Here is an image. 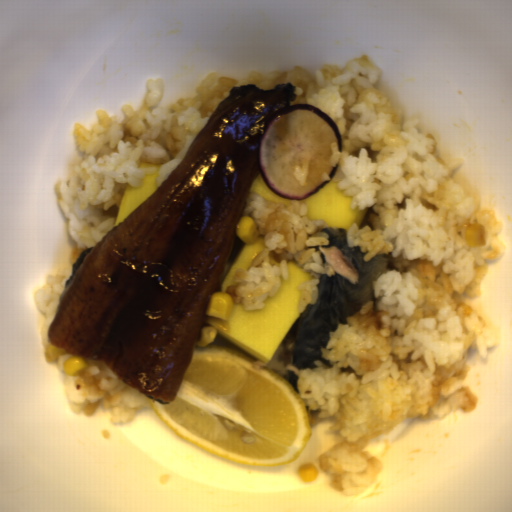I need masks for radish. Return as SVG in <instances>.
Segmentation results:
<instances>
[{"instance_id":"radish-1","label":"radish","mask_w":512,"mask_h":512,"mask_svg":"<svg viewBox=\"0 0 512 512\" xmlns=\"http://www.w3.org/2000/svg\"><path fill=\"white\" fill-rule=\"evenodd\" d=\"M343 137L329 115L315 105L296 104L274 113L260 143L259 172L272 193L305 199L336 176L330 163Z\"/></svg>"}]
</instances>
